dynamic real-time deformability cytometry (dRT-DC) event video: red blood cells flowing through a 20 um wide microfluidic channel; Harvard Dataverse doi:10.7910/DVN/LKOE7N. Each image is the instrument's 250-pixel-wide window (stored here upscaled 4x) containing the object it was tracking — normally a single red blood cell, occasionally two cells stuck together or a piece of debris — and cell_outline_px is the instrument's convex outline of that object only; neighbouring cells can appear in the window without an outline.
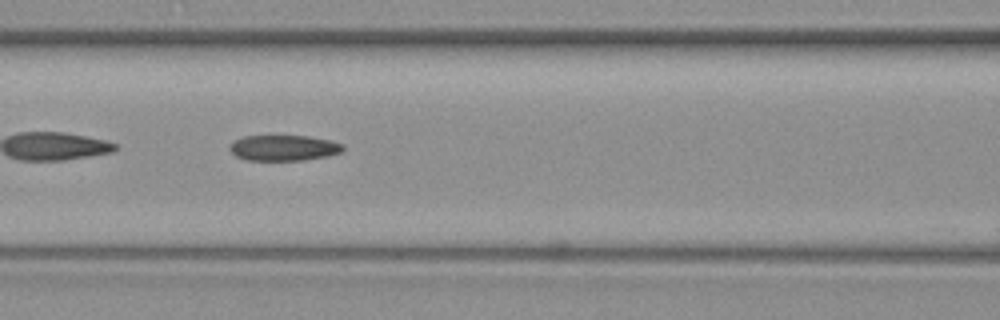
{"species": "common noctule bat (a hibernating species)", "species_latin": "Nyctalus noctula", "temperature_condition": "warm", "stored_images_in_passage": 43, "camera_frame_rate_fps": 3000, "um_per_image_px": 0.085, "animal": {"sex": "female", "body_mass_g": 19.3, "forearm_length_mm": 54.1}, "frame": {"image": 1, "passage_image": 18, "time_ms": 5.667, "image_size_px": [1000, 320], "cell_outline_px": [[344, 148], [340, 152], [328, 156], [304, 160], [248, 160], [236, 156], [228, 148], [228, 144], [232, 140], [244, 136], [308, 136], [328, 140], [344, 144]], "centroid_in_image_um": [24.07, 12.56], "position_along_channel_um": 142.5, "area_um2": 16.99}}